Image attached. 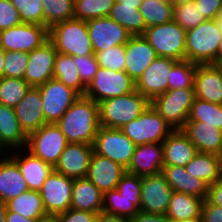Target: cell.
Wrapping results in <instances>:
<instances>
[{
	"label": "cell",
	"instance_id": "cell-38",
	"mask_svg": "<svg viewBox=\"0 0 222 222\" xmlns=\"http://www.w3.org/2000/svg\"><path fill=\"white\" fill-rule=\"evenodd\" d=\"M139 11L145 21L146 28L173 20V6L169 1L143 0Z\"/></svg>",
	"mask_w": 222,
	"mask_h": 222
},
{
	"label": "cell",
	"instance_id": "cell-46",
	"mask_svg": "<svg viewBox=\"0 0 222 222\" xmlns=\"http://www.w3.org/2000/svg\"><path fill=\"white\" fill-rule=\"evenodd\" d=\"M28 63V52L6 51L4 58V77L24 79Z\"/></svg>",
	"mask_w": 222,
	"mask_h": 222
},
{
	"label": "cell",
	"instance_id": "cell-30",
	"mask_svg": "<svg viewBox=\"0 0 222 222\" xmlns=\"http://www.w3.org/2000/svg\"><path fill=\"white\" fill-rule=\"evenodd\" d=\"M103 192L87 178L74 179L71 209L99 214L102 212Z\"/></svg>",
	"mask_w": 222,
	"mask_h": 222
},
{
	"label": "cell",
	"instance_id": "cell-18",
	"mask_svg": "<svg viewBox=\"0 0 222 222\" xmlns=\"http://www.w3.org/2000/svg\"><path fill=\"white\" fill-rule=\"evenodd\" d=\"M93 146L68 143L61 153L54 171L72 179L86 178Z\"/></svg>",
	"mask_w": 222,
	"mask_h": 222
},
{
	"label": "cell",
	"instance_id": "cell-37",
	"mask_svg": "<svg viewBox=\"0 0 222 222\" xmlns=\"http://www.w3.org/2000/svg\"><path fill=\"white\" fill-rule=\"evenodd\" d=\"M187 122H201V125L214 126L222 131V105L195 97Z\"/></svg>",
	"mask_w": 222,
	"mask_h": 222
},
{
	"label": "cell",
	"instance_id": "cell-48",
	"mask_svg": "<svg viewBox=\"0 0 222 222\" xmlns=\"http://www.w3.org/2000/svg\"><path fill=\"white\" fill-rule=\"evenodd\" d=\"M116 190L126 199H141V177L126 172L118 182Z\"/></svg>",
	"mask_w": 222,
	"mask_h": 222
},
{
	"label": "cell",
	"instance_id": "cell-58",
	"mask_svg": "<svg viewBox=\"0 0 222 222\" xmlns=\"http://www.w3.org/2000/svg\"><path fill=\"white\" fill-rule=\"evenodd\" d=\"M4 58H5V51L0 47V79L4 77Z\"/></svg>",
	"mask_w": 222,
	"mask_h": 222
},
{
	"label": "cell",
	"instance_id": "cell-22",
	"mask_svg": "<svg viewBox=\"0 0 222 222\" xmlns=\"http://www.w3.org/2000/svg\"><path fill=\"white\" fill-rule=\"evenodd\" d=\"M14 109L17 120L27 136L47 124L43 112L42 96L38 87H30Z\"/></svg>",
	"mask_w": 222,
	"mask_h": 222
},
{
	"label": "cell",
	"instance_id": "cell-24",
	"mask_svg": "<svg viewBox=\"0 0 222 222\" xmlns=\"http://www.w3.org/2000/svg\"><path fill=\"white\" fill-rule=\"evenodd\" d=\"M195 97L222 105V72L215 64L197 65Z\"/></svg>",
	"mask_w": 222,
	"mask_h": 222
},
{
	"label": "cell",
	"instance_id": "cell-65",
	"mask_svg": "<svg viewBox=\"0 0 222 222\" xmlns=\"http://www.w3.org/2000/svg\"><path fill=\"white\" fill-rule=\"evenodd\" d=\"M0 152H1V153H0V157H1V155H2V156L5 155V153H6L1 147H0ZM2 153H3V154H2Z\"/></svg>",
	"mask_w": 222,
	"mask_h": 222
},
{
	"label": "cell",
	"instance_id": "cell-44",
	"mask_svg": "<svg viewBox=\"0 0 222 222\" xmlns=\"http://www.w3.org/2000/svg\"><path fill=\"white\" fill-rule=\"evenodd\" d=\"M99 67L113 71H125L126 53L125 44L109 47L95 53Z\"/></svg>",
	"mask_w": 222,
	"mask_h": 222
},
{
	"label": "cell",
	"instance_id": "cell-66",
	"mask_svg": "<svg viewBox=\"0 0 222 222\" xmlns=\"http://www.w3.org/2000/svg\"><path fill=\"white\" fill-rule=\"evenodd\" d=\"M220 158H221V166H222V153H221V155H220Z\"/></svg>",
	"mask_w": 222,
	"mask_h": 222
},
{
	"label": "cell",
	"instance_id": "cell-4",
	"mask_svg": "<svg viewBox=\"0 0 222 222\" xmlns=\"http://www.w3.org/2000/svg\"><path fill=\"white\" fill-rule=\"evenodd\" d=\"M49 40L57 53L69 56L95 55L86 21L71 19L54 24L49 29Z\"/></svg>",
	"mask_w": 222,
	"mask_h": 222
},
{
	"label": "cell",
	"instance_id": "cell-34",
	"mask_svg": "<svg viewBox=\"0 0 222 222\" xmlns=\"http://www.w3.org/2000/svg\"><path fill=\"white\" fill-rule=\"evenodd\" d=\"M139 7L140 5H129L115 1L109 17L123 26L131 36L143 35L146 25Z\"/></svg>",
	"mask_w": 222,
	"mask_h": 222
},
{
	"label": "cell",
	"instance_id": "cell-55",
	"mask_svg": "<svg viewBox=\"0 0 222 222\" xmlns=\"http://www.w3.org/2000/svg\"><path fill=\"white\" fill-rule=\"evenodd\" d=\"M51 219H30L18 213L6 211V222H47Z\"/></svg>",
	"mask_w": 222,
	"mask_h": 222
},
{
	"label": "cell",
	"instance_id": "cell-52",
	"mask_svg": "<svg viewBox=\"0 0 222 222\" xmlns=\"http://www.w3.org/2000/svg\"><path fill=\"white\" fill-rule=\"evenodd\" d=\"M203 222H222V207L211 204L207 199L202 205Z\"/></svg>",
	"mask_w": 222,
	"mask_h": 222
},
{
	"label": "cell",
	"instance_id": "cell-15",
	"mask_svg": "<svg viewBox=\"0 0 222 222\" xmlns=\"http://www.w3.org/2000/svg\"><path fill=\"white\" fill-rule=\"evenodd\" d=\"M176 60L157 57L142 73L135 83V90L144 95L150 102L168 90L171 68Z\"/></svg>",
	"mask_w": 222,
	"mask_h": 222
},
{
	"label": "cell",
	"instance_id": "cell-57",
	"mask_svg": "<svg viewBox=\"0 0 222 222\" xmlns=\"http://www.w3.org/2000/svg\"><path fill=\"white\" fill-rule=\"evenodd\" d=\"M6 203L0 200V222H6Z\"/></svg>",
	"mask_w": 222,
	"mask_h": 222
},
{
	"label": "cell",
	"instance_id": "cell-54",
	"mask_svg": "<svg viewBox=\"0 0 222 222\" xmlns=\"http://www.w3.org/2000/svg\"><path fill=\"white\" fill-rule=\"evenodd\" d=\"M128 222H171L164 214H152L140 211Z\"/></svg>",
	"mask_w": 222,
	"mask_h": 222
},
{
	"label": "cell",
	"instance_id": "cell-25",
	"mask_svg": "<svg viewBox=\"0 0 222 222\" xmlns=\"http://www.w3.org/2000/svg\"><path fill=\"white\" fill-rule=\"evenodd\" d=\"M161 174L173 191L199 197L208 195V184L202 179L191 176L183 166L164 165Z\"/></svg>",
	"mask_w": 222,
	"mask_h": 222
},
{
	"label": "cell",
	"instance_id": "cell-36",
	"mask_svg": "<svg viewBox=\"0 0 222 222\" xmlns=\"http://www.w3.org/2000/svg\"><path fill=\"white\" fill-rule=\"evenodd\" d=\"M54 78L83 96L86 86L82 83L72 56L57 53L54 60Z\"/></svg>",
	"mask_w": 222,
	"mask_h": 222
},
{
	"label": "cell",
	"instance_id": "cell-32",
	"mask_svg": "<svg viewBox=\"0 0 222 222\" xmlns=\"http://www.w3.org/2000/svg\"><path fill=\"white\" fill-rule=\"evenodd\" d=\"M203 201L199 197L174 191L165 215L171 222L200 217Z\"/></svg>",
	"mask_w": 222,
	"mask_h": 222
},
{
	"label": "cell",
	"instance_id": "cell-27",
	"mask_svg": "<svg viewBox=\"0 0 222 222\" xmlns=\"http://www.w3.org/2000/svg\"><path fill=\"white\" fill-rule=\"evenodd\" d=\"M27 135L17 120L15 109L0 104V147L7 153L25 148Z\"/></svg>",
	"mask_w": 222,
	"mask_h": 222
},
{
	"label": "cell",
	"instance_id": "cell-13",
	"mask_svg": "<svg viewBox=\"0 0 222 222\" xmlns=\"http://www.w3.org/2000/svg\"><path fill=\"white\" fill-rule=\"evenodd\" d=\"M42 101L46 123L56 124L79 95L65 86L58 79L52 78L45 84L38 86Z\"/></svg>",
	"mask_w": 222,
	"mask_h": 222
},
{
	"label": "cell",
	"instance_id": "cell-9",
	"mask_svg": "<svg viewBox=\"0 0 222 222\" xmlns=\"http://www.w3.org/2000/svg\"><path fill=\"white\" fill-rule=\"evenodd\" d=\"M67 144L60 128L56 124L47 123L27 136L25 149L55 167Z\"/></svg>",
	"mask_w": 222,
	"mask_h": 222
},
{
	"label": "cell",
	"instance_id": "cell-53",
	"mask_svg": "<svg viewBox=\"0 0 222 222\" xmlns=\"http://www.w3.org/2000/svg\"><path fill=\"white\" fill-rule=\"evenodd\" d=\"M211 204L222 207V177L214 184L208 185L206 198Z\"/></svg>",
	"mask_w": 222,
	"mask_h": 222
},
{
	"label": "cell",
	"instance_id": "cell-42",
	"mask_svg": "<svg viewBox=\"0 0 222 222\" xmlns=\"http://www.w3.org/2000/svg\"><path fill=\"white\" fill-rule=\"evenodd\" d=\"M30 85L21 78L0 79V104L15 108L24 98Z\"/></svg>",
	"mask_w": 222,
	"mask_h": 222
},
{
	"label": "cell",
	"instance_id": "cell-63",
	"mask_svg": "<svg viewBox=\"0 0 222 222\" xmlns=\"http://www.w3.org/2000/svg\"><path fill=\"white\" fill-rule=\"evenodd\" d=\"M219 29H220V33L222 34V11L220 12L219 16L216 19Z\"/></svg>",
	"mask_w": 222,
	"mask_h": 222
},
{
	"label": "cell",
	"instance_id": "cell-49",
	"mask_svg": "<svg viewBox=\"0 0 222 222\" xmlns=\"http://www.w3.org/2000/svg\"><path fill=\"white\" fill-rule=\"evenodd\" d=\"M19 11L10 0H0V31L20 25Z\"/></svg>",
	"mask_w": 222,
	"mask_h": 222
},
{
	"label": "cell",
	"instance_id": "cell-35",
	"mask_svg": "<svg viewBox=\"0 0 222 222\" xmlns=\"http://www.w3.org/2000/svg\"><path fill=\"white\" fill-rule=\"evenodd\" d=\"M141 199H126L115 190L103 193L102 212L108 215L122 217L129 221L140 212Z\"/></svg>",
	"mask_w": 222,
	"mask_h": 222
},
{
	"label": "cell",
	"instance_id": "cell-43",
	"mask_svg": "<svg viewBox=\"0 0 222 222\" xmlns=\"http://www.w3.org/2000/svg\"><path fill=\"white\" fill-rule=\"evenodd\" d=\"M206 20L194 1L173 7V21L186 31Z\"/></svg>",
	"mask_w": 222,
	"mask_h": 222
},
{
	"label": "cell",
	"instance_id": "cell-50",
	"mask_svg": "<svg viewBox=\"0 0 222 222\" xmlns=\"http://www.w3.org/2000/svg\"><path fill=\"white\" fill-rule=\"evenodd\" d=\"M97 215L96 213L70 208L66 212L55 215L52 220L54 222H96Z\"/></svg>",
	"mask_w": 222,
	"mask_h": 222
},
{
	"label": "cell",
	"instance_id": "cell-45",
	"mask_svg": "<svg viewBox=\"0 0 222 222\" xmlns=\"http://www.w3.org/2000/svg\"><path fill=\"white\" fill-rule=\"evenodd\" d=\"M19 11L21 22L44 26L42 0H10Z\"/></svg>",
	"mask_w": 222,
	"mask_h": 222
},
{
	"label": "cell",
	"instance_id": "cell-33",
	"mask_svg": "<svg viewBox=\"0 0 222 222\" xmlns=\"http://www.w3.org/2000/svg\"><path fill=\"white\" fill-rule=\"evenodd\" d=\"M10 212L18 213L30 219H51L43 206L39 191L27 190L6 203Z\"/></svg>",
	"mask_w": 222,
	"mask_h": 222
},
{
	"label": "cell",
	"instance_id": "cell-29",
	"mask_svg": "<svg viewBox=\"0 0 222 222\" xmlns=\"http://www.w3.org/2000/svg\"><path fill=\"white\" fill-rule=\"evenodd\" d=\"M29 190L17 164L6 154L0 157V200L7 203Z\"/></svg>",
	"mask_w": 222,
	"mask_h": 222
},
{
	"label": "cell",
	"instance_id": "cell-26",
	"mask_svg": "<svg viewBox=\"0 0 222 222\" xmlns=\"http://www.w3.org/2000/svg\"><path fill=\"white\" fill-rule=\"evenodd\" d=\"M164 165L185 167L197 154V149L181 130H173L162 142Z\"/></svg>",
	"mask_w": 222,
	"mask_h": 222
},
{
	"label": "cell",
	"instance_id": "cell-62",
	"mask_svg": "<svg viewBox=\"0 0 222 222\" xmlns=\"http://www.w3.org/2000/svg\"><path fill=\"white\" fill-rule=\"evenodd\" d=\"M179 222H203V218H202V215L200 217H195V218H192V219H186V220H182V221H179Z\"/></svg>",
	"mask_w": 222,
	"mask_h": 222
},
{
	"label": "cell",
	"instance_id": "cell-39",
	"mask_svg": "<svg viewBox=\"0 0 222 222\" xmlns=\"http://www.w3.org/2000/svg\"><path fill=\"white\" fill-rule=\"evenodd\" d=\"M44 26L74 19V0H42Z\"/></svg>",
	"mask_w": 222,
	"mask_h": 222
},
{
	"label": "cell",
	"instance_id": "cell-61",
	"mask_svg": "<svg viewBox=\"0 0 222 222\" xmlns=\"http://www.w3.org/2000/svg\"><path fill=\"white\" fill-rule=\"evenodd\" d=\"M222 35V34H221ZM222 59V36L220 39V43L218 46V52H217V63Z\"/></svg>",
	"mask_w": 222,
	"mask_h": 222
},
{
	"label": "cell",
	"instance_id": "cell-51",
	"mask_svg": "<svg viewBox=\"0 0 222 222\" xmlns=\"http://www.w3.org/2000/svg\"><path fill=\"white\" fill-rule=\"evenodd\" d=\"M196 6L209 20H216L222 11V0H195Z\"/></svg>",
	"mask_w": 222,
	"mask_h": 222
},
{
	"label": "cell",
	"instance_id": "cell-56",
	"mask_svg": "<svg viewBox=\"0 0 222 222\" xmlns=\"http://www.w3.org/2000/svg\"><path fill=\"white\" fill-rule=\"evenodd\" d=\"M96 222H128V221L122 217L108 215L101 212L97 215Z\"/></svg>",
	"mask_w": 222,
	"mask_h": 222
},
{
	"label": "cell",
	"instance_id": "cell-1",
	"mask_svg": "<svg viewBox=\"0 0 222 222\" xmlns=\"http://www.w3.org/2000/svg\"><path fill=\"white\" fill-rule=\"evenodd\" d=\"M56 125L68 143H85L93 146L100 128L99 105L85 95L79 96Z\"/></svg>",
	"mask_w": 222,
	"mask_h": 222
},
{
	"label": "cell",
	"instance_id": "cell-6",
	"mask_svg": "<svg viewBox=\"0 0 222 222\" xmlns=\"http://www.w3.org/2000/svg\"><path fill=\"white\" fill-rule=\"evenodd\" d=\"M121 131L136 146H140L148 143H162L173 129L150 104L138 118L125 124Z\"/></svg>",
	"mask_w": 222,
	"mask_h": 222
},
{
	"label": "cell",
	"instance_id": "cell-3",
	"mask_svg": "<svg viewBox=\"0 0 222 222\" xmlns=\"http://www.w3.org/2000/svg\"><path fill=\"white\" fill-rule=\"evenodd\" d=\"M221 36L216 20L207 19L187 30L185 59L197 65H216Z\"/></svg>",
	"mask_w": 222,
	"mask_h": 222
},
{
	"label": "cell",
	"instance_id": "cell-40",
	"mask_svg": "<svg viewBox=\"0 0 222 222\" xmlns=\"http://www.w3.org/2000/svg\"><path fill=\"white\" fill-rule=\"evenodd\" d=\"M197 64L189 60L176 61L170 71L168 90L195 89V73Z\"/></svg>",
	"mask_w": 222,
	"mask_h": 222
},
{
	"label": "cell",
	"instance_id": "cell-12",
	"mask_svg": "<svg viewBox=\"0 0 222 222\" xmlns=\"http://www.w3.org/2000/svg\"><path fill=\"white\" fill-rule=\"evenodd\" d=\"M74 179L54 170L49 174L39 191L47 215L52 219L55 215L71 208V193Z\"/></svg>",
	"mask_w": 222,
	"mask_h": 222
},
{
	"label": "cell",
	"instance_id": "cell-41",
	"mask_svg": "<svg viewBox=\"0 0 222 222\" xmlns=\"http://www.w3.org/2000/svg\"><path fill=\"white\" fill-rule=\"evenodd\" d=\"M115 0H74V19L89 21L109 16Z\"/></svg>",
	"mask_w": 222,
	"mask_h": 222
},
{
	"label": "cell",
	"instance_id": "cell-11",
	"mask_svg": "<svg viewBox=\"0 0 222 222\" xmlns=\"http://www.w3.org/2000/svg\"><path fill=\"white\" fill-rule=\"evenodd\" d=\"M49 40V29L42 25L21 23L0 31V47L6 51L31 52Z\"/></svg>",
	"mask_w": 222,
	"mask_h": 222
},
{
	"label": "cell",
	"instance_id": "cell-14",
	"mask_svg": "<svg viewBox=\"0 0 222 222\" xmlns=\"http://www.w3.org/2000/svg\"><path fill=\"white\" fill-rule=\"evenodd\" d=\"M173 192L161 173L141 177L140 211L165 215Z\"/></svg>",
	"mask_w": 222,
	"mask_h": 222
},
{
	"label": "cell",
	"instance_id": "cell-10",
	"mask_svg": "<svg viewBox=\"0 0 222 222\" xmlns=\"http://www.w3.org/2000/svg\"><path fill=\"white\" fill-rule=\"evenodd\" d=\"M136 145L121 129L100 126L93 143V151L113 160L126 170L129 167Z\"/></svg>",
	"mask_w": 222,
	"mask_h": 222
},
{
	"label": "cell",
	"instance_id": "cell-5",
	"mask_svg": "<svg viewBox=\"0 0 222 222\" xmlns=\"http://www.w3.org/2000/svg\"><path fill=\"white\" fill-rule=\"evenodd\" d=\"M186 30L173 20L157 26L147 27L144 38L154 48L158 57L185 60Z\"/></svg>",
	"mask_w": 222,
	"mask_h": 222
},
{
	"label": "cell",
	"instance_id": "cell-31",
	"mask_svg": "<svg viewBox=\"0 0 222 222\" xmlns=\"http://www.w3.org/2000/svg\"><path fill=\"white\" fill-rule=\"evenodd\" d=\"M185 169L191 176L202 179L208 185L222 177L221 158L213 153L197 152Z\"/></svg>",
	"mask_w": 222,
	"mask_h": 222
},
{
	"label": "cell",
	"instance_id": "cell-16",
	"mask_svg": "<svg viewBox=\"0 0 222 222\" xmlns=\"http://www.w3.org/2000/svg\"><path fill=\"white\" fill-rule=\"evenodd\" d=\"M94 54L109 47L126 44L131 37L127 30L109 16L86 21Z\"/></svg>",
	"mask_w": 222,
	"mask_h": 222
},
{
	"label": "cell",
	"instance_id": "cell-64",
	"mask_svg": "<svg viewBox=\"0 0 222 222\" xmlns=\"http://www.w3.org/2000/svg\"><path fill=\"white\" fill-rule=\"evenodd\" d=\"M216 66L221 70L222 72V59L216 64Z\"/></svg>",
	"mask_w": 222,
	"mask_h": 222
},
{
	"label": "cell",
	"instance_id": "cell-59",
	"mask_svg": "<svg viewBox=\"0 0 222 222\" xmlns=\"http://www.w3.org/2000/svg\"><path fill=\"white\" fill-rule=\"evenodd\" d=\"M117 1L129 5H141V3L143 2V0H117Z\"/></svg>",
	"mask_w": 222,
	"mask_h": 222
},
{
	"label": "cell",
	"instance_id": "cell-47",
	"mask_svg": "<svg viewBox=\"0 0 222 222\" xmlns=\"http://www.w3.org/2000/svg\"><path fill=\"white\" fill-rule=\"evenodd\" d=\"M82 83L87 87L99 68L95 55L72 56Z\"/></svg>",
	"mask_w": 222,
	"mask_h": 222
},
{
	"label": "cell",
	"instance_id": "cell-20",
	"mask_svg": "<svg viewBox=\"0 0 222 222\" xmlns=\"http://www.w3.org/2000/svg\"><path fill=\"white\" fill-rule=\"evenodd\" d=\"M125 72L136 83L142 73L158 57L143 35L131 36L125 44Z\"/></svg>",
	"mask_w": 222,
	"mask_h": 222
},
{
	"label": "cell",
	"instance_id": "cell-60",
	"mask_svg": "<svg viewBox=\"0 0 222 222\" xmlns=\"http://www.w3.org/2000/svg\"><path fill=\"white\" fill-rule=\"evenodd\" d=\"M195 0H169V2L172 4L173 7L178 6V5H182V4H186L189 2H193Z\"/></svg>",
	"mask_w": 222,
	"mask_h": 222
},
{
	"label": "cell",
	"instance_id": "cell-28",
	"mask_svg": "<svg viewBox=\"0 0 222 222\" xmlns=\"http://www.w3.org/2000/svg\"><path fill=\"white\" fill-rule=\"evenodd\" d=\"M200 153H222V131L201 122H186L181 129Z\"/></svg>",
	"mask_w": 222,
	"mask_h": 222
},
{
	"label": "cell",
	"instance_id": "cell-21",
	"mask_svg": "<svg viewBox=\"0 0 222 222\" xmlns=\"http://www.w3.org/2000/svg\"><path fill=\"white\" fill-rule=\"evenodd\" d=\"M126 169L107 157L93 151L86 178L103 193L115 190Z\"/></svg>",
	"mask_w": 222,
	"mask_h": 222
},
{
	"label": "cell",
	"instance_id": "cell-8",
	"mask_svg": "<svg viewBox=\"0 0 222 222\" xmlns=\"http://www.w3.org/2000/svg\"><path fill=\"white\" fill-rule=\"evenodd\" d=\"M135 90V82L125 71L99 67L84 95L99 103L109 98L123 96Z\"/></svg>",
	"mask_w": 222,
	"mask_h": 222
},
{
	"label": "cell",
	"instance_id": "cell-23",
	"mask_svg": "<svg viewBox=\"0 0 222 222\" xmlns=\"http://www.w3.org/2000/svg\"><path fill=\"white\" fill-rule=\"evenodd\" d=\"M164 155L162 143H148L136 146L126 172L140 177L157 175L162 172Z\"/></svg>",
	"mask_w": 222,
	"mask_h": 222
},
{
	"label": "cell",
	"instance_id": "cell-7",
	"mask_svg": "<svg viewBox=\"0 0 222 222\" xmlns=\"http://www.w3.org/2000/svg\"><path fill=\"white\" fill-rule=\"evenodd\" d=\"M195 99V89L167 90L155 97L151 106L173 129H182Z\"/></svg>",
	"mask_w": 222,
	"mask_h": 222
},
{
	"label": "cell",
	"instance_id": "cell-17",
	"mask_svg": "<svg viewBox=\"0 0 222 222\" xmlns=\"http://www.w3.org/2000/svg\"><path fill=\"white\" fill-rule=\"evenodd\" d=\"M57 55L54 44L48 40L41 47L28 53L24 80L31 87H38L54 78V60Z\"/></svg>",
	"mask_w": 222,
	"mask_h": 222
},
{
	"label": "cell",
	"instance_id": "cell-19",
	"mask_svg": "<svg viewBox=\"0 0 222 222\" xmlns=\"http://www.w3.org/2000/svg\"><path fill=\"white\" fill-rule=\"evenodd\" d=\"M6 154L17 164L29 190L40 191L43 183L54 170V167L32 155L25 148Z\"/></svg>",
	"mask_w": 222,
	"mask_h": 222
},
{
	"label": "cell",
	"instance_id": "cell-2",
	"mask_svg": "<svg viewBox=\"0 0 222 222\" xmlns=\"http://www.w3.org/2000/svg\"><path fill=\"white\" fill-rule=\"evenodd\" d=\"M150 104L151 102L136 90L101 101L98 103L100 126L121 129L138 118Z\"/></svg>",
	"mask_w": 222,
	"mask_h": 222
}]
</instances>
